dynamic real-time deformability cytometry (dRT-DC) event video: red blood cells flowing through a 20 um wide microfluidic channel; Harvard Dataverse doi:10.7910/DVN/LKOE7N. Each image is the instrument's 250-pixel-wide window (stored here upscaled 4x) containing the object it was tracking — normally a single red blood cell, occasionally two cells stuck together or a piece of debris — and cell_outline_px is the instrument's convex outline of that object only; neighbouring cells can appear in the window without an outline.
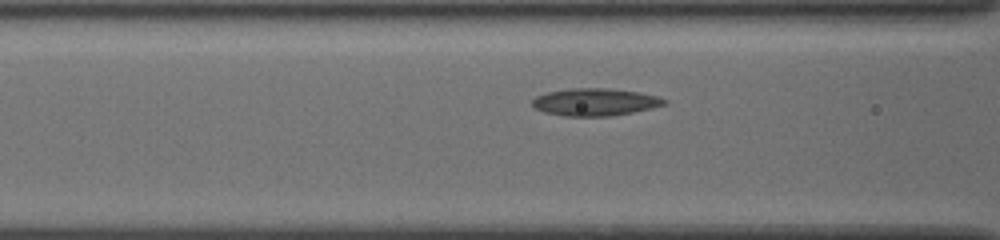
{"species": "common noctule bat (a hibernating species)", "species_latin": "Nyctalus noctula", "temperature_condition": "cold", "stored_images_in_passage": 15, "camera_frame_rate_fps": 3000, "um_per_image_px": 0.085, "animal": {"sex": "female", "body_mass_g": 19.5, "forearm_length_mm": 54.1}, "frame": {"image": 1, "passage_image": 9, "time_ms": 2.667, "image_size_px": [1000, 240], "cell_outline_px": [[668, 104], [652, 108], [612, 116], [564, 116], [544, 112], [532, 108], [532, 100], [536, 96], [548, 92], [572, 88], [612, 88], [640, 92], [656, 96], [668, 100]], "centroid_in_image_um": [50.59, 8.67], "position_along_channel_um": 116.0, "area_um2": 21.27}}
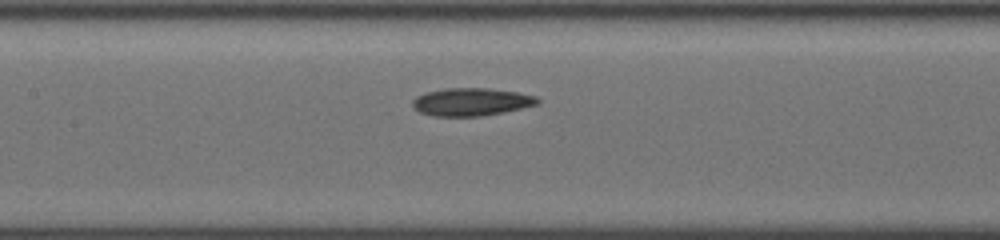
{"frame": {"image": 2, "passage_image": 13, "time_ms": 4.0, "image_size_px": [1000, 240], "cell_outline_px": [[540, 104], [504, 112], [480, 116], [432, 116], [420, 112], [412, 108], [412, 100], [416, 96], [424, 92], [444, 88], [488, 88], [516, 92], [536, 96], [540, 100]], "centroid_in_image_um": [40.03, 8.66], "position_along_channel_um": 167.4, "area_um2": 20.46}}